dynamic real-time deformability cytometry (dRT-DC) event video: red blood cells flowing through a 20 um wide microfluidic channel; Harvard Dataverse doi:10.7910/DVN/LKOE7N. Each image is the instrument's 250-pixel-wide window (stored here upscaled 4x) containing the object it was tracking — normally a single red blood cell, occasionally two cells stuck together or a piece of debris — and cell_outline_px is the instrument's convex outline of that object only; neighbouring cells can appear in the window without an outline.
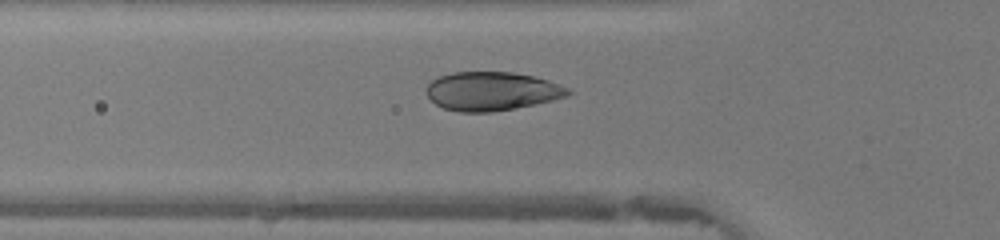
{"species": "human", "species_latin": "Homo sapiens", "temperature_condition": "warm", "stored_images_in_passage": 46, "camera_frame_rate_fps": 3000, "um_per_image_px": 0.085, "donor": {"sex": "female"}, "frame": {"image": 1, "passage_image": 15, "time_ms": 4.667, "image_size_px": [1000, 240], "cell_outline_px": [[572, 92], [568, 96], [552, 100], [516, 108], [492, 112], [460, 112], [444, 108], [436, 104], [424, 92], [424, 88], [432, 80], [440, 76], [452, 72], [512, 72], [532, 76], [548, 80], [560, 84], [568, 88]], "centroid_in_image_um": [41.78, 7.75], "position_along_channel_um": 84.0, "area_um2": 32.02}}
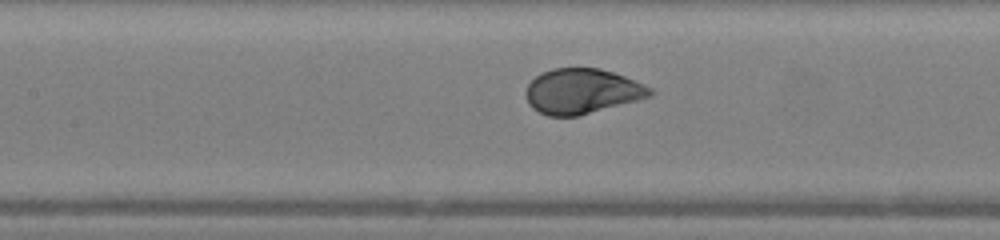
{"frame": {"image": 2, "passage_image": 20, "time_ms": 6.333, "image_size_px": [1000, 240], "cell_outline_px": [[656, 92], [652, 96], [576, 116], [548, 116], [532, 108], [528, 104], [524, 92], [528, 84], [540, 72], [552, 68], [600, 68], [624, 76], [644, 84], [652, 88]], "centroid_in_image_um": [49.45, 7.74], "position_along_channel_um": 158.0, "area_um2": 32.66}}
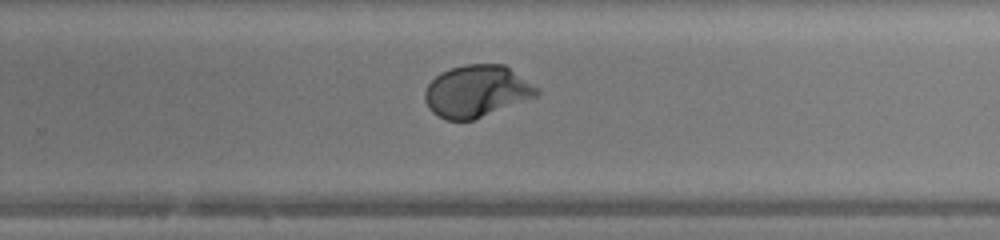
{"frame": {"image": 3, "passage_image": 29, "time_ms": 9.333, "image_size_px": [1000, 240], "cell_outline_px": [[540, 92], [536, 96], [472, 120], [448, 120], [432, 112], [428, 108], [424, 100], [424, 92], [428, 84], [440, 72], [464, 64], [504, 64], [540, 88]], "centroid_in_image_um": [40.51, 7.73], "position_along_channel_um": 289.3, "area_um2": 33.7}, "authors_computed_cell_mechanics": {"area_um2": 34.0442, "velocity_mm_per_s": 4.3891, "shape_relaxation_time_tau1_ms": 2.1873, "shape_relaxation_time_tau2_ms": null, "deformation_change_tau1": 0.1812, "deformation_change_tau2": null}}